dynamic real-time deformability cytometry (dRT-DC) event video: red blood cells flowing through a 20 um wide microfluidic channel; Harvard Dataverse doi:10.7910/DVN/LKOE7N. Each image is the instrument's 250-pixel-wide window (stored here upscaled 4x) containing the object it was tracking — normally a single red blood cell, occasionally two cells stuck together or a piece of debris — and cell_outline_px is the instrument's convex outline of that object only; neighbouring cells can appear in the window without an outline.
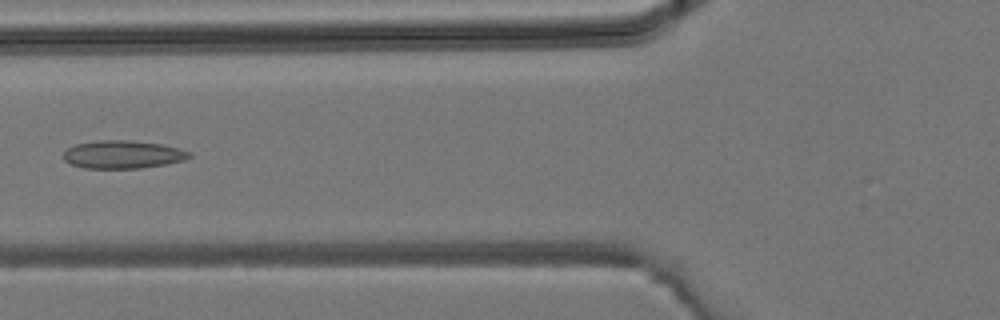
{"species": "common noctule bat (a hibernating species)", "species_latin": "Nyctalus noctula", "temperature_condition": "room temperature", "stored_images_in_passage": 40, "camera_frame_rate_fps": 3000, "um_per_image_px": 0.085, "animal": {"sex": "male", "body_mass_g": 19.2, "forearm_length_mm": 51.8}, "frame": {"image": 1, "passage_image": 15, "time_ms": 4.667, "image_size_px": [1000, 320], "cell_outline_px": [[192, 156], [184, 160], [164, 164], [140, 168], [84, 168], [72, 164], [64, 160], [64, 152], [68, 148], [76, 144], [100, 140], [128, 140], [160, 144], [180, 148], [192, 152]], "centroid_in_image_um": [10.46, 13.13], "position_along_channel_um": 115.3, "area_um2": 20.4}}
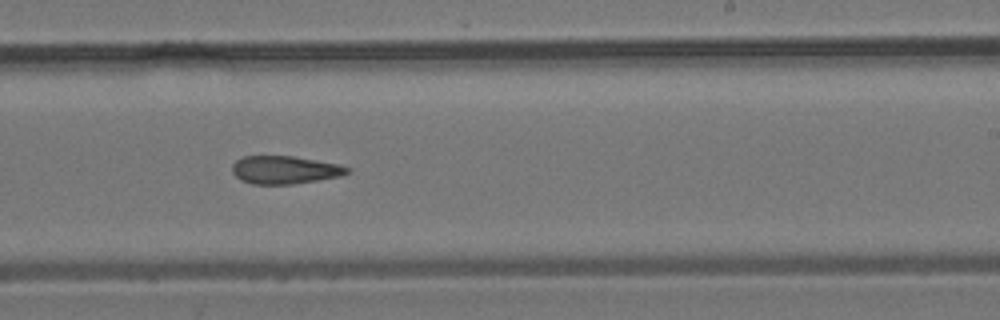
{"frame": {"image": 2, "passage_image": 24, "time_ms": 7.667, "image_size_px": [1000, 320], "cell_outline_px": [[348, 172], [340, 176], [292, 184], [252, 184], [240, 180], [232, 172], [232, 164], [236, 160], [244, 156], [292, 156], [340, 164], [348, 168]], "centroid_in_image_um": [24.16, 14.43], "position_along_channel_um": 264.8, "area_um2": 18.61}}
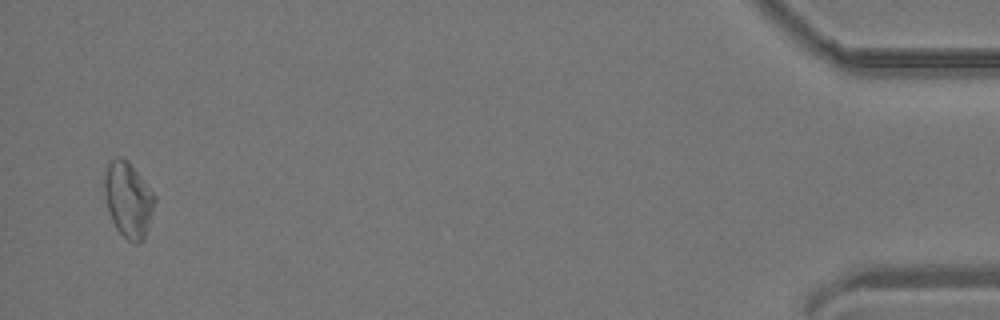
{"frame": {"image": 3, "passage_image": 39, "time_ms": 12.667, "image_size_px": [1000, 320], "cell_outline_px": [[156, 200], [144, 236], [136, 244], [128, 240], [116, 228], [112, 220], [108, 208], [104, 192], [104, 180], [108, 164], [116, 156], [120, 156], [128, 160], [156, 196]], "centroid_in_image_um": [10.89, 16.93], "position_along_channel_um": 424.3, "area_um2": 21.62}}